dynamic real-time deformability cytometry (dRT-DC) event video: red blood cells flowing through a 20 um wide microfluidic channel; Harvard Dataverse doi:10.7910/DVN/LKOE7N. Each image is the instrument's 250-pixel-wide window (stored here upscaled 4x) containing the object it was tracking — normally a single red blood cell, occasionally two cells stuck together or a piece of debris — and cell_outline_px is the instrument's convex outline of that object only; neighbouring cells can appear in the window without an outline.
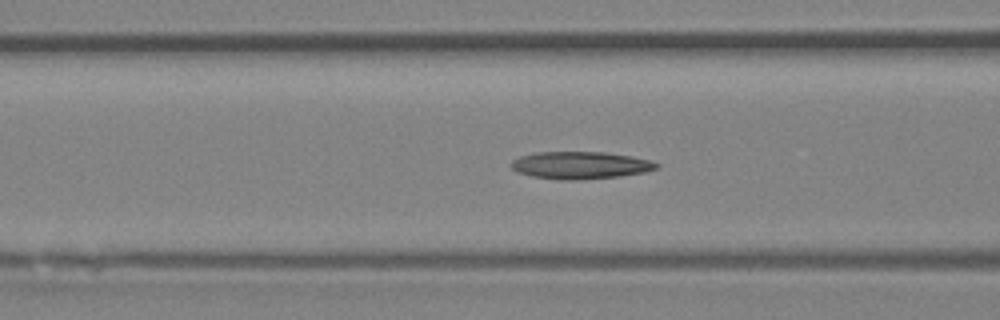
{"species": "Egyptian fruit bat (a non-hibernating species)", "species_latin": "Rousettus aegyptiacus", "temperature_condition": "room temperature", "stored_images_in_passage": 35, "camera_frame_rate_fps": 3000, "um_per_image_px": 0.085, "animal": {"sex": "female"}, "frame": {"image": 1, "passage_image": 6, "time_ms": 1.667, "image_size_px": [1000, 320], "cell_outline_px": [[660, 164], [656, 168], [644, 172], [620, 176], [576, 180], [560, 180], [532, 176], [516, 172], [512, 168], [512, 160], [520, 156], [536, 152], [604, 152], [632, 156], [648, 160]], "centroid_in_image_um": [49.3, 14.04], "position_along_channel_um": 117.3, "area_um2": 23.06}, "authors_computed_cell_mechanics": {"area_um2": 22.1374, "velocity_mm_per_s": 4.3965, "shape_relaxation_time_tau1_ms": 9.5892, "shape_relaxation_time_tau2_ms": 4.6363, "deformation_change_tau1": 0.2401, "deformation_change_tau2": 0.154}}